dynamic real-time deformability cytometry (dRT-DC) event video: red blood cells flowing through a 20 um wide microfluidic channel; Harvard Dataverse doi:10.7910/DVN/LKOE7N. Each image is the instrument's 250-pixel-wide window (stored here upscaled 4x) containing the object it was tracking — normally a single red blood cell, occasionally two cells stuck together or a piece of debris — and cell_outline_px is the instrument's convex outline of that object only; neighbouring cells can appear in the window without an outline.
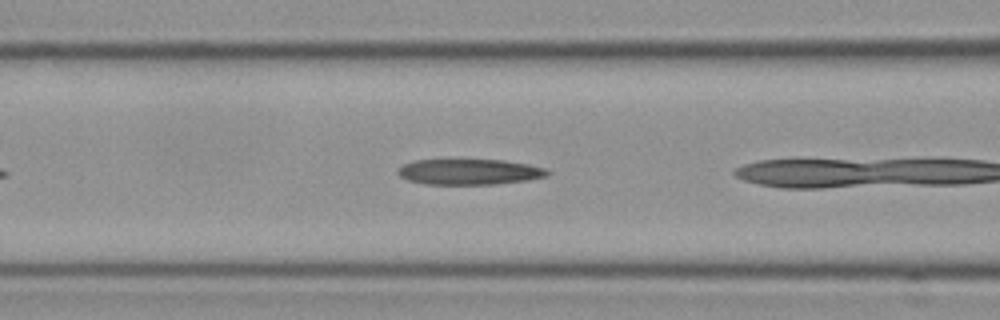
{"species": "Egyptian fruit bat (a non-hibernating species)", "species_latin": "Rousettus aegyptiacus", "temperature_condition": "cold", "stored_images_in_passage": 6, "camera_frame_rate_fps": 3000, "um_per_image_px": 0.085, "frame": {"image": 1, "passage_image": 5, "time_ms": 1.333, "image_size_px": [1000, 320], "cell_outline_px": [[552, 172], [548, 176], [528, 180], [496, 184], [424, 184], [408, 180], [400, 176], [396, 172], [404, 164], [416, 160], [500, 160], [528, 164], [544, 168]], "centroid_in_image_um": [39.92, 14.61], "position_along_channel_um": 126.7, "area_um2": 22.25}}